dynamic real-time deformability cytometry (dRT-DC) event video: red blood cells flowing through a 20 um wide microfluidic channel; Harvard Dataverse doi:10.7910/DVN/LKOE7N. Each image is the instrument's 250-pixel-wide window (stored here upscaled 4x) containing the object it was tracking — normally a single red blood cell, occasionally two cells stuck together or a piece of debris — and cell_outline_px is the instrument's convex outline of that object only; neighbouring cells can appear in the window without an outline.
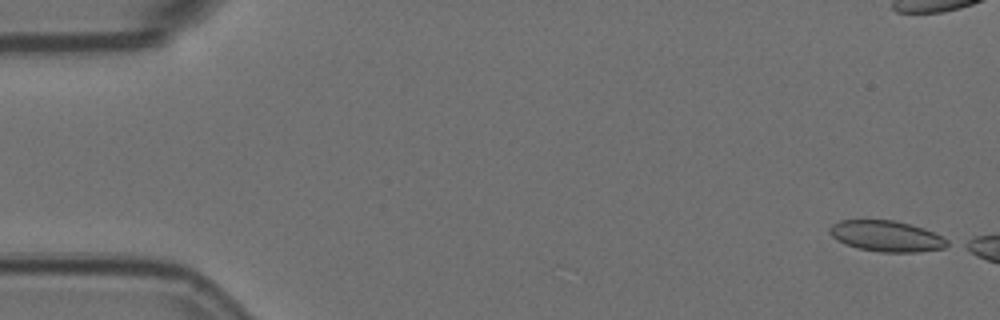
{"species": "Egyptian fruit bat (a non-hibernating species)", "species_latin": "Rousettus aegyptiacus", "temperature_condition": "room temperature", "stored_images_in_passage": 7, "camera_frame_rate_fps": 3000, "um_per_image_px": 0.085, "animal": {"sex": "female"}, "frame": {"image": 1, "passage_image": 1, "time_ms": 0.0, "image_size_px": [1000, 320], "cell_outline_px": [[952, 244], [944, 248], [920, 252], [880, 252], [856, 248], [844, 244], [836, 240], [828, 232], [828, 228], [832, 224], [840, 220], [896, 220], [924, 228], [948, 240]], "centroid_in_image_um": [75.33, 20.07], "position_along_channel_um": 9.7, "area_um2": 21.44}}